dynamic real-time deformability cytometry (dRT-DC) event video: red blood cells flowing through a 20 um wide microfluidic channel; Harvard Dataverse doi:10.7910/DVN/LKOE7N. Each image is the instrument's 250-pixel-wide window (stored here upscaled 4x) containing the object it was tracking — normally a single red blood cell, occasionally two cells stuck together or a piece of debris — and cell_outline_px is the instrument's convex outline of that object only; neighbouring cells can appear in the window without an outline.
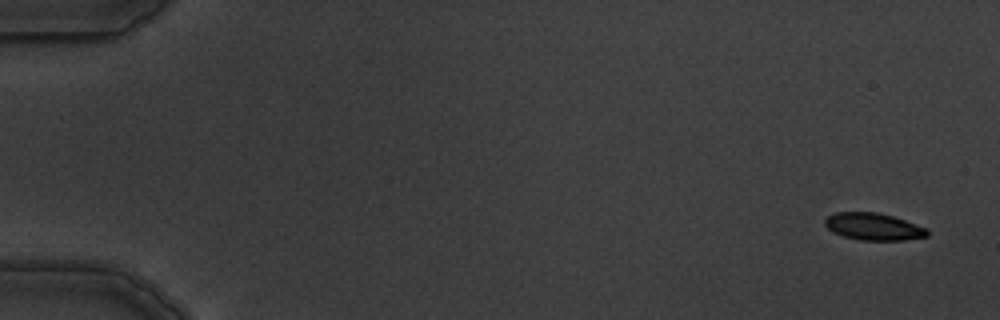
{"species": "common noctule bat (a hibernating species)", "species_latin": "Nyctalus noctula", "temperature_condition": "warm", "stored_images_in_passage": 5, "camera_frame_rate_fps": 3000, "um_per_image_px": 0.085, "animal": {"sex": "male", "body_mass_g": 19.5, "forearm_length_mm": 54.6}, "frame": {"image": 1, "passage_image": 1, "time_ms": 0.0, "image_size_px": [1000, 320], "cell_outline_px": [[928, 236], [904, 240], [860, 240], [844, 236], [832, 232], [824, 224], [824, 220], [828, 216], [836, 212], [876, 212], [892, 216], [928, 228]], "centroid_in_image_um": [74.24, 19.26], "position_along_channel_um": 10.8, "area_um2": 16.13}}
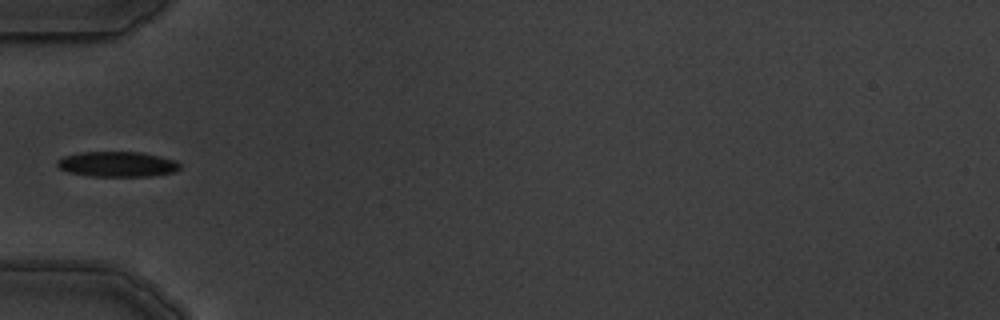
{"frame": {"image": 2, "passage_image": 5, "time_ms": 5.667, "image_size_px": [1000, 320], "cell_outline_px": [[180, 168], [172, 172], [148, 176], [92, 176], [68, 172], [60, 168], [56, 164], [56, 160], [64, 156], [80, 152], [140, 152], [160, 156], [176, 160], [180, 164]], "centroid_in_image_um": [9.95, 13.95], "position_along_channel_um": 75.0, "area_um2": 17.98}}